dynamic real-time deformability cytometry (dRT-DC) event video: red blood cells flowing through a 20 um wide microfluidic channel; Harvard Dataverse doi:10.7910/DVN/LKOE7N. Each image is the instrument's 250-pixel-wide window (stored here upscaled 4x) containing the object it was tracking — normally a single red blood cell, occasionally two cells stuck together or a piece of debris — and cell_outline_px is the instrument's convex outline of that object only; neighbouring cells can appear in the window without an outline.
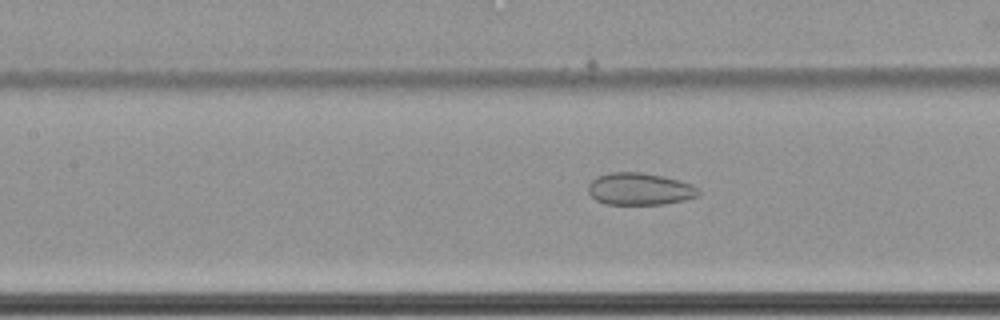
{"species": "common noctule bat (a hibernating species)", "species_latin": "Nyctalus noctula", "temperature_condition": "cold", "stored_images_in_passage": 49, "camera_frame_rate_fps": 3000, "um_per_image_px": 0.085, "animal": {"sex": "female", "body_mass_g": 22.7, "forearm_length_mm": 54.2}, "frame": {"image": 1, "passage_image": 17, "time_ms": 5.333, "image_size_px": [1000, 320], "cell_outline_px": [[700, 192], [696, 196], [684, 200], [664, 204], [604, 204], [596, 200], [588, 192], [588, 184], [596, 176], [608, 172], [640, 172], [664, 176], [680, 180], [692, 184], [700, 188]], "centroid_in_image_um": [54.37, 16.05], "position_along_channel_um": 153.0, "area_um2": 20.87}}
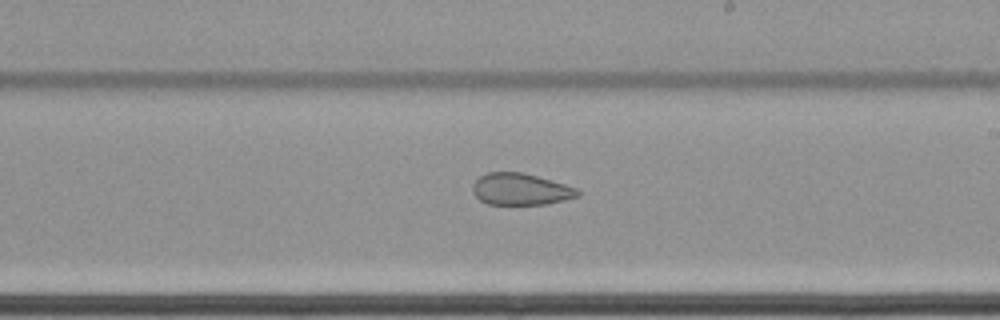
{"frame": {"image": 2, "passage_image": 25, "time_ms": 8.0, "image_size_px": [1000, 320], "cell_outline_px": [[580, 196], [548, 204], [488, 204], [480, 200], [472, 192], [472, 184], [480, 176], [488, 172], [524, 172], [564, 184], [576, 188], [580, 192]], "centroid_in_image_um": [44.24, 16.08], "position_along_channel_um": 244.8, "area_um2": 19.42}}
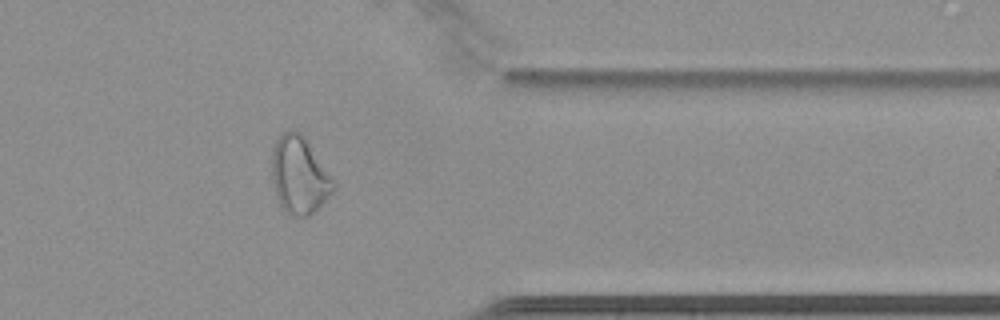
{"frame": {"image": 3, "passage_image": 38, "time_ms": 12.333, "image_size_px": [1000, 320], "cell_outline_px": [[336, 188], [308, 216], [292, 216], [280, 204], [276, 196], [272, 180], [272, 148], [276, 140], [284, 132], [296, 128], [308, 140], [336, 180]], "centroid_in_image_um": [25.46, 14.84], "position_along_channel_um": 385.9, "area_um2": 27.98}, "authors_computed_cell_mechanics": {"area_um2": 23.7558, "velocity_mm_per_s": 3.451, "shape_relaxation_time_tau1_ms": null, "shape_relaxation_time_tau2_ms": 1.9718, "deformation_change_tau1": null, "deformation_change_tau2": 0.0859}}